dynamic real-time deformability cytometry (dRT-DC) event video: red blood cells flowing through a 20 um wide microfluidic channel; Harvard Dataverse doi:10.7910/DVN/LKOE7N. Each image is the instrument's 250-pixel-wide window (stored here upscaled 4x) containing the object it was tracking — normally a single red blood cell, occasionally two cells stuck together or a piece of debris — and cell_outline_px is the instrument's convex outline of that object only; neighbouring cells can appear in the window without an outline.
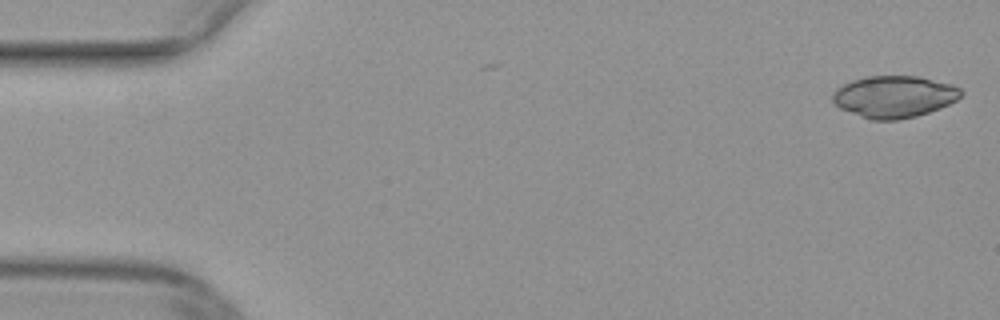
{"species": "common noctule bat (a hibernating species)", "species_latin": "Nyctalus noctula", "temperature_condition": "warm", "stored_images_in_passage": 2, "camera_frame_rate_fps": 3000, "um_per_image_px": 0.085, "animal": {"sex": "female", "body_mass_g": 29.2, "forearm_length_mm": 56.3}, "frame": {"image": 1, "passage_image": 2, "time_ms": 0.333, "image_size_px": [1000, 320], "cell_outline_px": [[964, 92], [956, 100], [940, 108], [916, 116], [896, 120], [872, 120], [860, 116], [840, 108], [832, 100], [832, 92], [836, 88], [852, 80], [868, 76], [920, 76], [952, 84], [960, 88]], "centroid_in_image_um": [76.0, 8.21], "position_along_channel_um": 9.0, "area_um2": 31.33}}